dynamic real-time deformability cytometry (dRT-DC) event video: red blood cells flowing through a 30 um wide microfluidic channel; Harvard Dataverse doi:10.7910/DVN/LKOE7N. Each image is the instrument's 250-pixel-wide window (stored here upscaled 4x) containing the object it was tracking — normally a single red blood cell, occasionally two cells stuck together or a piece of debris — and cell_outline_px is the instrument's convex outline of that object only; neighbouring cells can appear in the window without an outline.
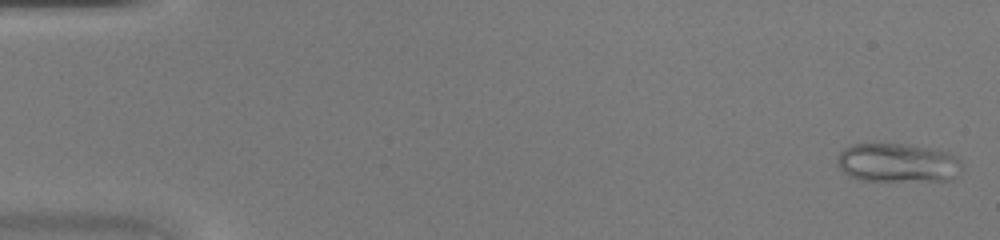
{"species": "common noctule bat (a hibernating species)", "species_latin": "Nyctalus noctula", "temperature_condition": "warm", "stored_images_in_passage": 46, "camera_frame_rate_fps": 3000, "um_per_image_px": 0.085, "animal": {"sex": "female", "body_mass_g": 20.0, "forearm_length_mm": 54.0}, "frame": {"image": 1, "passage_image": 1, "time_ms": 0.0, "image_size_px": [1000, 240], "cell_outline_px": [[960, 164], [952, 180], [860, 180], [848, 176], [836, 164], [836, 160], [840, 152], [844, 148], [852, 144], [908, 144], [948, 152], [956, 156], [960, 160]], "centroid_in_image_um": [76.23, 13.83], "position_along_channel_um": 8.8, "area_um2": 27.98}}
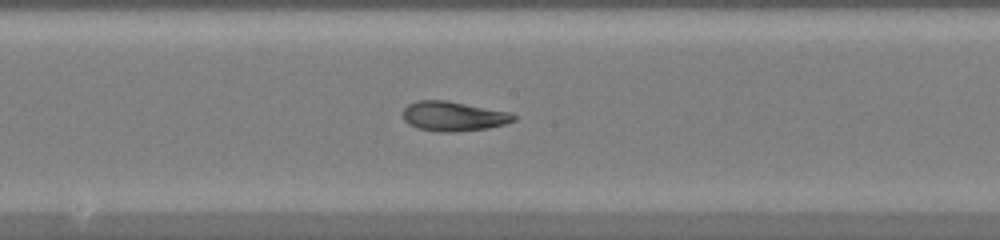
{"frame": {"image": 2, "passage_image": 25, "time_ms": 8.0, "image_size_px": [1000, 240], "cell_outline_px": [[516, 120], [504, 124], [488, 128], [456, 132], [440, 132], [416, 128], [408, 124], [404, 120], [404, 108], [408, 104], [420, 100], [444, 100], [508, 112], [516, 116]], "centroid_in_image_um": [38.51, 9.89], "position_along_channel_um": 209.7, "area_um2": 18.96}}
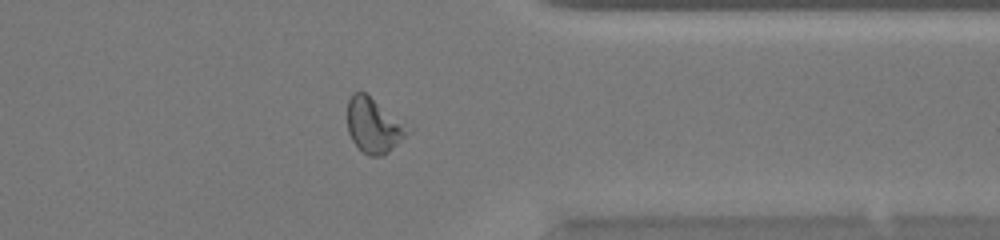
{"frame": {"image": 3, "passage_image": 37, "time_ms": 12.0, "image_size_px": [1000, 240], "cell_outline_px": [[416, 128], [412, 132], [388, 152], [380, 156], [368, 156], [352, 140], [348, 132], [348, 100], [352, 92], [364, 92]], "centroid_in_image_um": [31.86, 10.65], "position_along_channel_um": 379.5, "area_um2": 19.77}}